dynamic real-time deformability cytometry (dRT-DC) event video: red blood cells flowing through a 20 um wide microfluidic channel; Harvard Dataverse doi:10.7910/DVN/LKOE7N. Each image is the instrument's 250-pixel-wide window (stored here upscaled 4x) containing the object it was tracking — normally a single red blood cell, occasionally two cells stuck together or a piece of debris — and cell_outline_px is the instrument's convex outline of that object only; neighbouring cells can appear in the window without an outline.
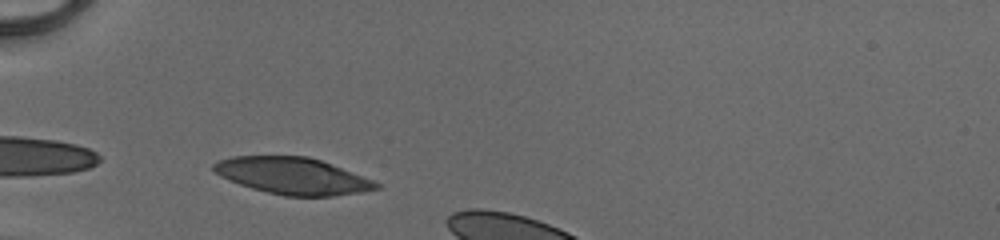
{"species": "human", "species_latin": "Homo sapiens", "temperature_condition": "cold", "stored_images_in_passage": 5, "camera_frame_rate_fps": 3000, "um_per_image_px": 0.085, "donor": {"sex": "male"}, "frame": {"image": 1, "passage_image": 1, "time_ms": 0.0, "image_size_px": [1000, 240], "cell_outline_px": [[380, 188], [360, 192], [332, 196], [284, 196], [252, 188], [228, 180], [220, 176], [212, 168], [212, 164], [220, 160], [232, 156], [308, 156], [320, 160], [372, 180], [380, 184]], "centroid_in_image_um": [24.84, 14.95], "position_along_channel_um": 60.2, "area_um2": 34.39}}